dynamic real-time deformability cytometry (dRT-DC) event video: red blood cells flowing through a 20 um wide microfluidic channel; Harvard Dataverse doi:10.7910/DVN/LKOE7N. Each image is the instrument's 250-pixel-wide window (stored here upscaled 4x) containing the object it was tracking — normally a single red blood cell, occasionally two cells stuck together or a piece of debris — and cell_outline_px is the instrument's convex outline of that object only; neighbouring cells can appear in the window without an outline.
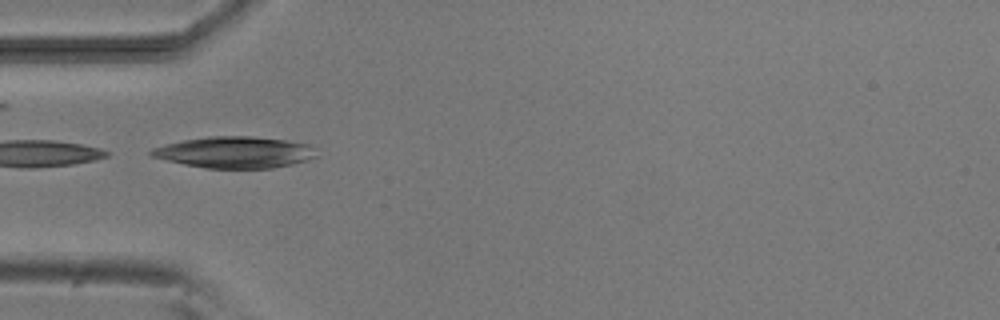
{"species": "common noctule bat (a hibernating species)", "species_latin": "Nyctalus noctula", "temperature_condition": "room temperature", "stored_images_in_passage": 4, "camera_frame_rate_fps": 3000, "um_per_image_px": 0.085, "animal": {"sex": "male", "body_mass_g": 20.5, "forearm_length_mm": 52.5}, "frame": {"image": 1, "passage_image": 1, "time_ms": 0.0, "image_size_px": [1000, 320], "cell_outline_px": [[316, 156], [308, 160], [292, 164], [272, 168], [204, 168], [184, 164], [148, 156], [148, 152], [152, 148], [164, 144], [184, 140], [208, 136], [252, 136], [288, 140], [308, 144], [312, 148]], "centroid_in_image_um": [19.91, 12.94], "position_along_channel_um": 65.1, "area_um2": 30.29}}
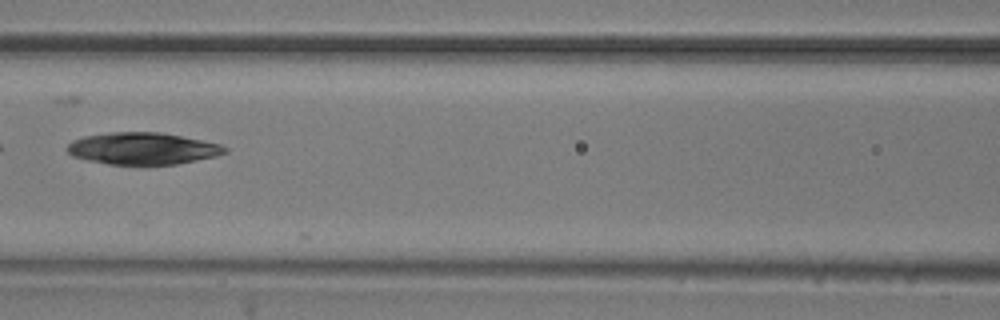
{"frame": {"image": 2, "passage_image": 3, "time_ms": 2.333, "image_size_px": [1000, 320], "cell_outline_px": [[228, 152], [216, 156], [176, 164], [108, 164], [88, 160], [72, 156], [68, 152], [68, 144], [72, 140], [84, 136], [112, 132], [160, 132], [220, 144], [228, 148]], "centroid_in_image_um": [12.12, 12.62], "position_along_channel_um": 154.5, "area_um2": 29.07}}
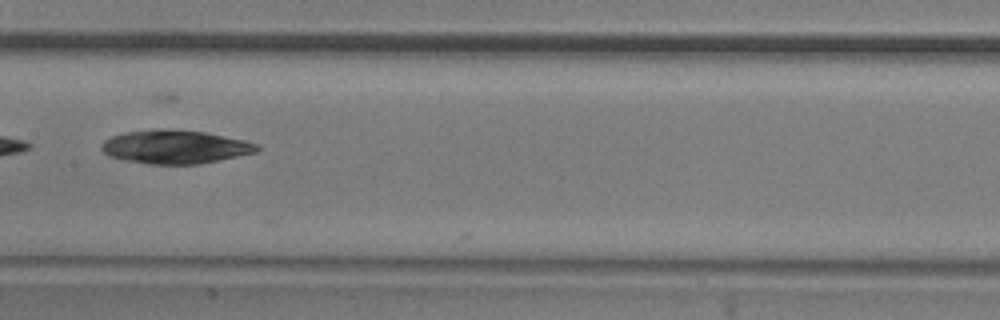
{"frame": {"image": 3, "passage_image": 4, "time_ms": 3.333, "image_size_px": [1000, 320], "cell_outline_px": [[260, 148], [256, 152], [200, 164], [148, 164], [120, 160], [108, 156], [100, 148], [104, 140], [112, 136], [124, 132], [160, 128], [176, 128], [204, 132], [244, 140], [260, 144]], "centroid_in_image_um": [14.85, 12.47], "position_along_channel_um": 192.5, "area_um2": 30.75}}